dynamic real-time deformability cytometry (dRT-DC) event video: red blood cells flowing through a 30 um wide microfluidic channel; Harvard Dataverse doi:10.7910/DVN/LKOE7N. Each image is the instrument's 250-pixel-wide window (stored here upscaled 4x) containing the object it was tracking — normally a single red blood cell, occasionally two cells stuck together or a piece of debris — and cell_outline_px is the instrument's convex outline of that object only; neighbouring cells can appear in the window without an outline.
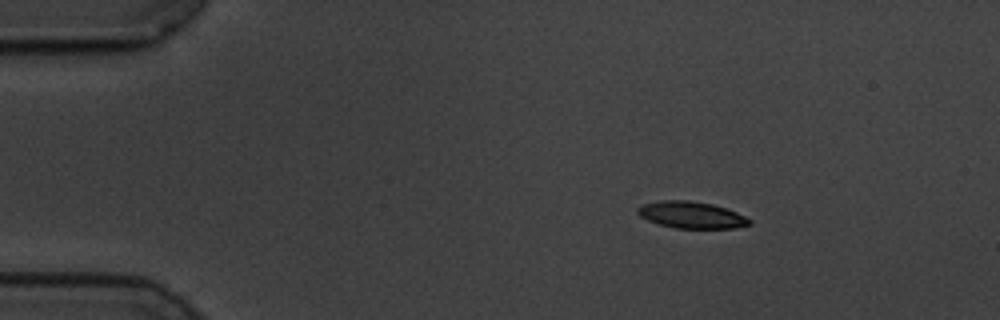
{"species": "common noctule bat (a hibernating species)", "species_latin": "Nyctalus noctula", "temperature_condition": "cold", "stored_images_in_passage": 50, "camera_frame_rate_fps": 3000, "um_per_image_px": 0.085, "animal": {"sex": "male", "body_mass_g": 19.5, "forearm_length_mm": 54.6}, "frame": {"image": 1, "passage_image": 1, "time_ms": 0.0, "image_size_px": [1000, 320], "cell_outline_px": [[752, 224], [736, 228], [676, 228], [660, 224], [648, 220], [640, 216], [636, 212], [636, 208], [640, 204], [660, 200], [688, 200], [712, 204], [736, 212], [752, 220]], "centroid_in_image_um": [58.74, 18.26], "position_along_channel_um": 26.3, "area_um2": 17.46}}
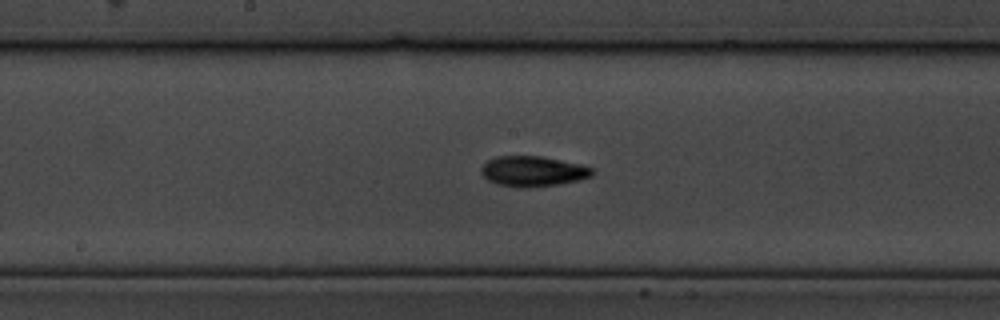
{"frame": {"image": 2, "passage_image": 22, "time_ms": 7.0, "image_size_px": [1000, 320], "cell_outline_px": [[592, 176], [560, 184], [524, 188], [516, 188], [496, 184], [488, 180], [480, 172], [480, 168], [488, 160], [496, 156], [540, 156], [580, 164], [592, 168]], "centroid_in_image_um": [45.24, 14.56], "position_along_channel_um": 203.0, "area_um2": 19.59}}
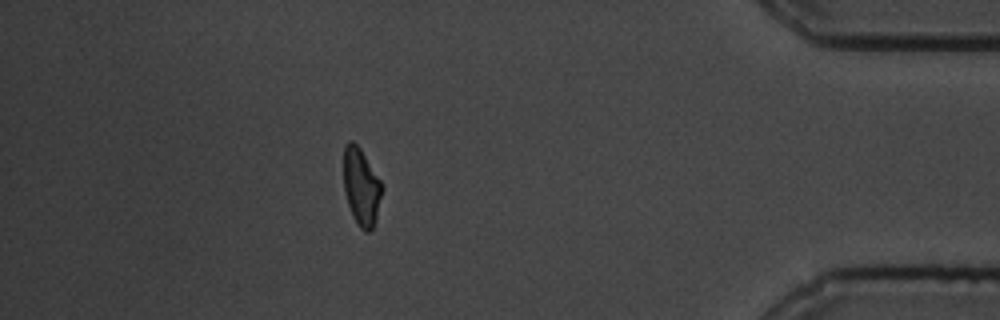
{"frame": {"image": 3, "passage_image": 43, "time_ms": 14.0, "image_size_px": [1000, 320], "cell_outline_px": [[384, 188], [376, 220], [372, 228], [368, 232], [364, 232], [360, 228], [352, 216], [344, 192], [344, 144], [348, 140], [352, 140], [360, 148], [380, 180]], "centroid_in_image_um": [30.71, 15.89], "position_along_channel_um": 404.5, "area_um2": 17.4}, "authors_computed_cell_mechanics": {"area_um2": 18.2359, "velocity_mm_per_s": 3.485, "shape_relaxation_time_tau1_ms": 4.3066, "shape_relaxation_time_tau2_ms": 5.6138, "deformation_change_tau1": 0.1595, "deformation_change_tau2": 0.0973}}